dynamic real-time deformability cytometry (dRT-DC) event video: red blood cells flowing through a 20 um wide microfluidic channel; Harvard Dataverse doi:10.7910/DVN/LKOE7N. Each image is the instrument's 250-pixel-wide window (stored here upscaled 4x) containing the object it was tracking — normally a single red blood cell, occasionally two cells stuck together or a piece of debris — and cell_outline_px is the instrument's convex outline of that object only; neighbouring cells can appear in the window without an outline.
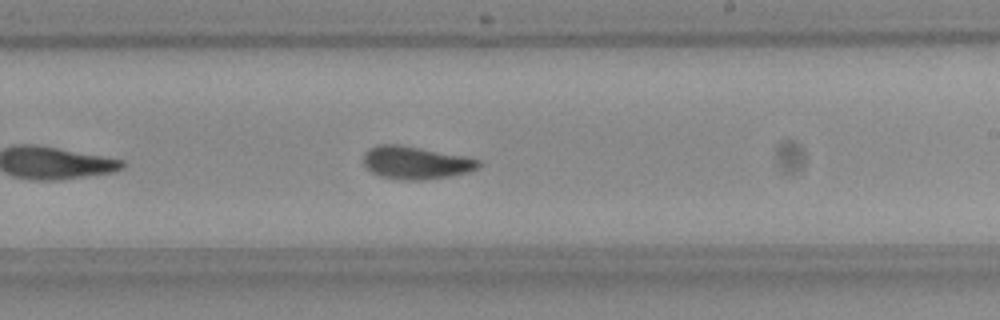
{"species": "Egyptian fruit bat (a non-hibernating species)", "species_latin": "Rousettus aegyptiacus", "temperature_condition": "room temperature", "stored_images_in_passage": 41, "camera_frame_rate_fps": 3000, "um_per_image_px": 0.085, "frame": {"image": 1, "passage_image": 18, "time_ms": 5.667, "image_size_px": [1000, 320], "cell_outline_px": [[480, 164], [476, 168], [468, 172], [448, 176], [424, 180], [400, 180], [380, 176], [372, 172], [364, 164], [364, 152], [368, 148], [380, 144], [400, 144], [464, 156], [480, 160]], "centroid_in_image_um": [35.3, 13.82], "position_along_channel_um": 253.7, "area_um2": 21.91}, "authors_computed_cell_mechanics": {"area_um2": 21.5594, "velocity_mm_per_s": 3.7343, "shape_relaxation_time_tau1_ms": 5.6612, "shape_relaxation_time_tau2_ms": 1.8318, "deformation_change_tau1": 0.1576, "deformation_change_tau2": 0.0707}}